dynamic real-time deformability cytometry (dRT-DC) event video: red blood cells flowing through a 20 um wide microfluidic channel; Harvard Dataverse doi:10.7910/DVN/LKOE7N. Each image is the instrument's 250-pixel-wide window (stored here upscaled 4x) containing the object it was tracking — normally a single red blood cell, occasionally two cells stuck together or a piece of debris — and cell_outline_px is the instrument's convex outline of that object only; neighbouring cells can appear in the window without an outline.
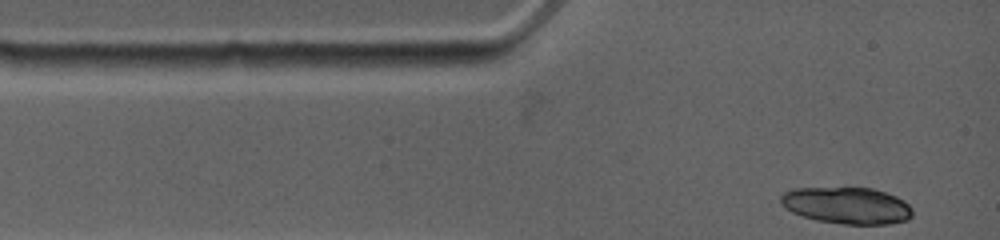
{"species": "common noctule bat (a hibernating species)", "species_latin": "Nyctalus noctula", "temperature_condition": "warm", "stored_images_in_passage": 8, "camera_frame_rate_fps": 4500, "um_per_image_px": 0.085, "animal": {"sex": "female", "body_mass_g": 19.0, "forearm_length_mm": 53.3}, "frame": {"image": 1, "passage_image": 1, "time_ms": 0.0, "image_size_px": [1000, 240], "cell_outline_px": [[912, 216], [908, 220], [888, 224], [844, 224], [816, 220], [792, 212], [784, 208], [780, 204], [780, 196], [784, 192], [796, 188], [872, 188], [896, 196], [904, 200], [912, 208]], "centroid_in_image_um": [71.99, 17.47], "position_along_channel_um": 13.0, "area_um2": 28.21}}